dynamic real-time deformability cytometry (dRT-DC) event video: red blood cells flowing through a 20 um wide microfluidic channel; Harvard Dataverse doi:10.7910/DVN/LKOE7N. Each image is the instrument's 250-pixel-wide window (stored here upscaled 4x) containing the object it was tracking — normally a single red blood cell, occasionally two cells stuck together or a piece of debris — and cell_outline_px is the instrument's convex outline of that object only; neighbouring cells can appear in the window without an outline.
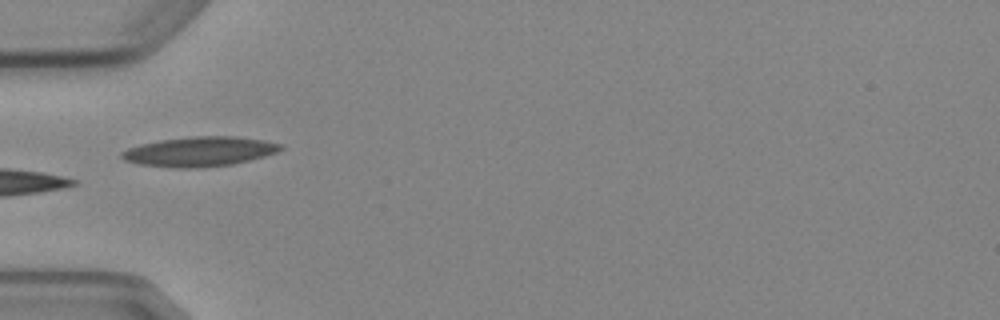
{"species": "Egyptian fruit bat (a non-hibernating species)", "species_latin": "Rousettus aegyptiacus", "temperature_condition": "cold", "stored_images_in_passage": 7, "camera_frame_rate_fps": 3000, "um_per_image_px": 0.085, "animal": {"sex": "female"}, "frame": {"image": 1, "passage_image": 5, "time_ms": 5.667, "image_size_px": [1000, 320], "cell_outline_px": [[284, 148], [276, 152], [264, 156], [232, 164], [200, 168], [172, 168], [140, 164], [124, 160], [120, 156], [120, 152], [128, 148], [140, 144], [160, 140], [192, 136], [236, 136], [264, 140], [280, 144]], "centroid_in_image_um": [16.93, 12.88], "position_along_channel_um": 68.1, "area_um2": 27.51}}
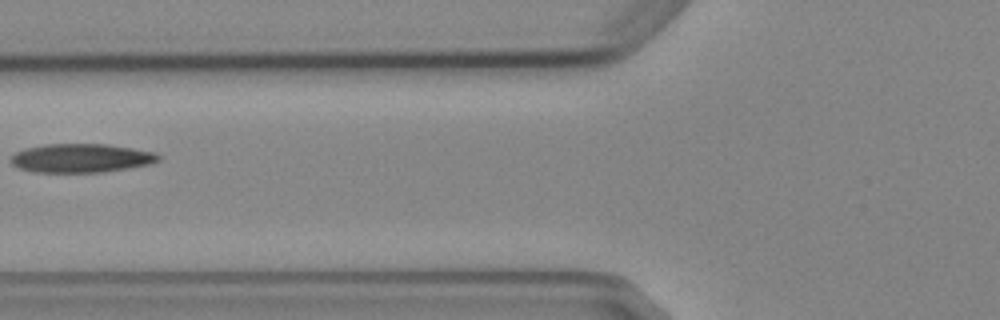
{"frame": {"image": 2, "passage_image": 6, "time_ms": 7.0, "image_size_px": [1000, 320], "cell_outline_px": [[160, 160], [152, 164], [104, 172], [32, 172], [20, 168], [12, 164], [12, 156], [16, 152], [24, 148], [44, 144], [108, 144], [156, 152], [160, 156]], "centroid_in_image_um": [6.93, 13.44], "position_along_channel_um": 118.9, "area_um2": 24.85}}